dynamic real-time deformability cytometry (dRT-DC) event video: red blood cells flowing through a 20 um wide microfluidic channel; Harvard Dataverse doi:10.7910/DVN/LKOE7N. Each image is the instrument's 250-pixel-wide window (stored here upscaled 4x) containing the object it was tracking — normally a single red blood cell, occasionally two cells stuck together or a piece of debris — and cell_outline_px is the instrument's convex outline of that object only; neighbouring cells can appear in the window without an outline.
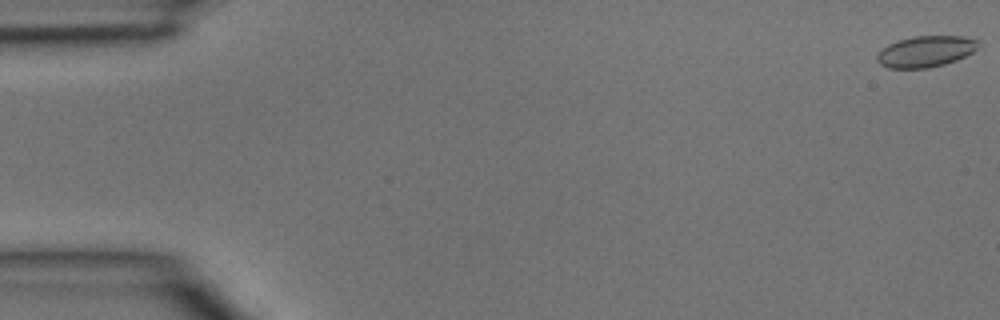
{"species": "common noctule bat (a hibernating species)", "species_latin": "Nyctalus noctula", "temperature_condition": "room temperature", "stored_images_in_passage": 10, "camera_frame_rate_fps": 3000, "um_per_image_px": 0.085, "animal": {"sex": "male", "body_mass_g": 15.6}, "frame": {"image": 1, "passage_image": 1, "time_ms": 0.0, "image_size_px": [1000, 320], "cell_outline_px": [[980, 48], [956, 60], [944, 64], [928, 68], [888, 68], [880, 64], [876, 60], [876, 56], [888, 44], [896, 40], [912, 36], [964, 36], [980, 40]], "centroid_in_image_um": [78.71, 4.36], "position_along_channel_um": 6.3, "area_um2": 18.55}}